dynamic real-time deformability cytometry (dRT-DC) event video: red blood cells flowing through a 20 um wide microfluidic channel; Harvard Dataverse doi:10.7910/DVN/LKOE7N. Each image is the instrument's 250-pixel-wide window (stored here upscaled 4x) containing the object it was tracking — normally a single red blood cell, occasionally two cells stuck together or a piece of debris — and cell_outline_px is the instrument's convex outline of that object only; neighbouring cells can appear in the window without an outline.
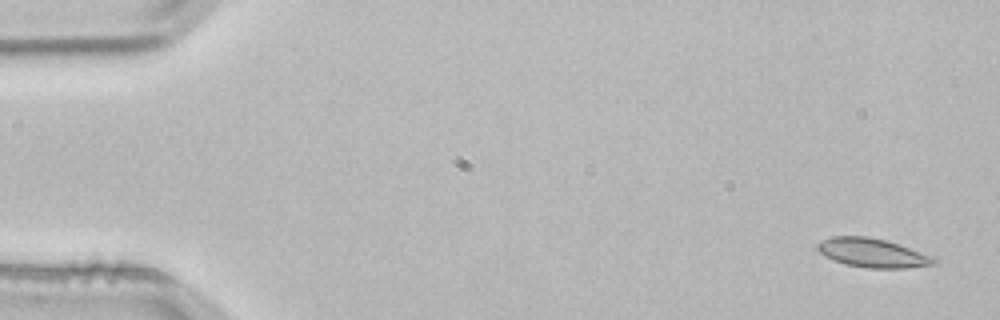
{"species": "common noctule bat (a hibernating species)", "species_latin": "Nyctalus noctula", "temperature_condition": "room temperature", "stored_images_in_passage": 3, "segment_of_instrument_passage": [2, 2], "camera_frame_rate_fps": 3000, "um_per_image_px": 0.085, "animal": {"sex": "male", "body_mass_g": 21.5, "forearm_length_mm": 52.0}, "frame": {"image": 1, "passage_image": 3, "time_ms": 0.667, "image_size_px": [1000, 320], "cell_outline_px": [[940, 260], [936, 264], [904, 268], [868, 268], [844, 264], [824, 256], [816, 248], [816, 244], [820, 240], [832, 236], [868, 236], [900, 244], [936, 256]], "centroid_in_image_um": [74.2, 21.49], "position_along_channel_um": 10.8, "area_um2": 20.06}}